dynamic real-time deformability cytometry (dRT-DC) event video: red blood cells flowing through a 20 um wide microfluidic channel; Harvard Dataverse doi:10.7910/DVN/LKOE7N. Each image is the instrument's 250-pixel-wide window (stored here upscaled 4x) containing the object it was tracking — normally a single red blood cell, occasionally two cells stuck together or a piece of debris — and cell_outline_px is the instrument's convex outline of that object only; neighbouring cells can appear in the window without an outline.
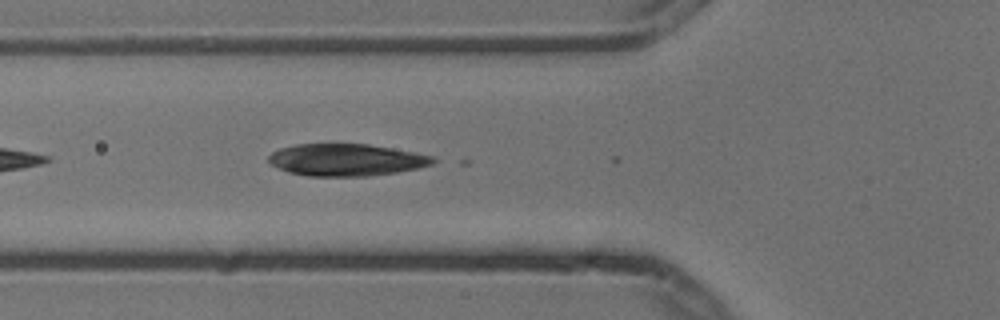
{"species": "common noctule bat (a hibernating species)", "species_latin": "Nyctalus noctula", "temperature_condition": "cold", "stored_images_in_passage": 4, "camera_frame_rate_fps": 3000, "um_per_image_px": 0.085, "animal": {"sex": "male", "body_mass_g": 13.3}, "frame": {"image": 1, "passage_image": 4, "time_ms": 1.0, "image_size_px": [1000, 320], "cell_outline_px": [[436, 160], [432, 164], [416, 168], [396, 172], [368, 176], [308, 176], [288, 172], [272, 164], [268, 160], [268, 156], [272, 152], [280, 148], [296, 144], [368, 144], [412, 152], [432, 156]], "centroid_in_image_um": [29.39, 13.59], "position_along_channel_um": 96.4, "area_um2": 30.4}}